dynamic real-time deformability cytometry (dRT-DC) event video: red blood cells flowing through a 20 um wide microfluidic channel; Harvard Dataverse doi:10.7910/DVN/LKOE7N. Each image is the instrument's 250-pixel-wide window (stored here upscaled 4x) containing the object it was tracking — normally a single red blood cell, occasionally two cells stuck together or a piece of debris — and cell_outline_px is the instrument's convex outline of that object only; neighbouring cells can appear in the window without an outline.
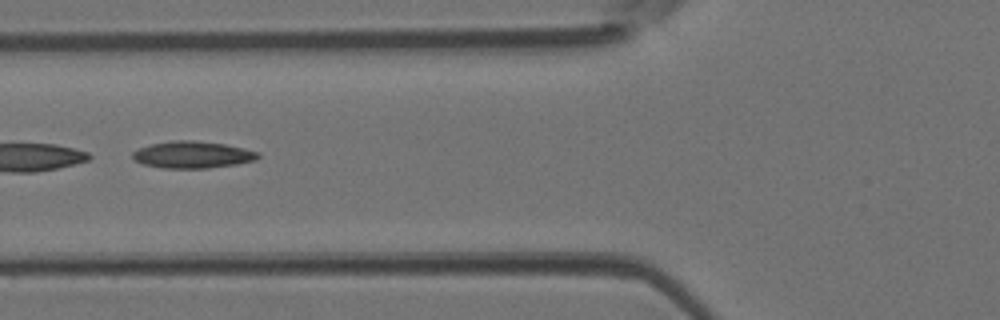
{"species": "Egyptian fruit bat (a non-hibernating species)", "species_latin": "Rousettus aegyptiacus", "temperature_condition": "room temperature", "stored_images_in_passage": 32, "segment_of_instrument_passage": [2, 2], "camera_frame_rate_fps": 3000, "um_per_image_px": 0.085, "animal": {"sex": "female"}, "frame": {"image": 1, "passage_image": 10, "time_ms": 3.0, "image_size_px": [1000, 320], "cell_outline_px": [[260, 156], [256, 160], [236, 164], [208, 168], [160, 168], [144, 164], [132, 160], [132, 152], [140, 148], [152, 144], [172, 140], [192, 140], [224, 144], [244, 148], [260, 152]], "centroid_in_image_um": [16.36, 13.15], "position_along_channel_um": 109.4, "area_um2": 19.71}}
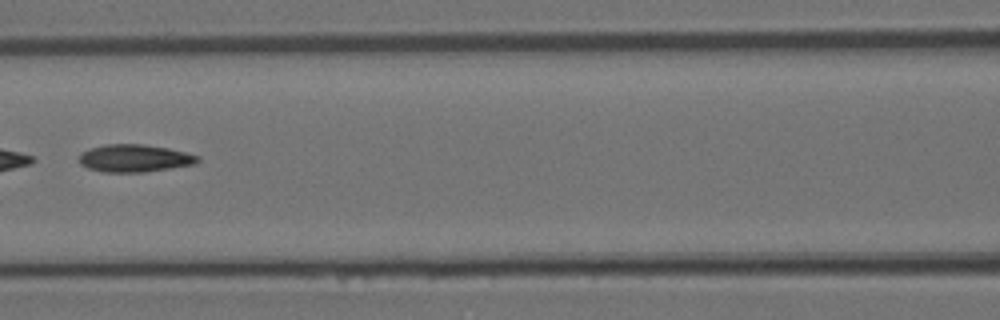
{"frame": {"image": 2, "passage_image": 13, "time_ms": 4.0, "image_size_px": [1000, 320], "cell_outline_px": [[200, 160], [196, 164], [144, 172], [104, 172], [88, 168], [80, 164], [80, 152], [104, 144], [144, 144], [168, 148], [200, 156]], "centroid_in_image_um": [11.45, 13.45], "position_along_channel_um": 155.2, "area_um2": 19.02}}
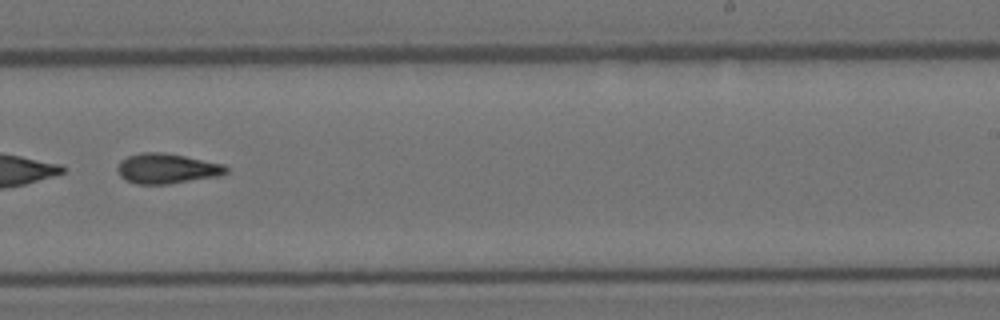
{"frame": {"image": 3, "passage_image": 21, "time_ms": 6.667, "image_size_px": [1000, 320], "cell_outline_px": [[228, 172], [220, 176], [168, 184], [136, 184], [124, 180], [120, 176], [116, 168], [120, 160], [128, 156], [144, 152], [164, 152], [224, 164], [228, 168]], "centroid_in_image_um": [14.17, 14.33], "position_along_channel_um": 274.8, "area_um2": 19.19}}